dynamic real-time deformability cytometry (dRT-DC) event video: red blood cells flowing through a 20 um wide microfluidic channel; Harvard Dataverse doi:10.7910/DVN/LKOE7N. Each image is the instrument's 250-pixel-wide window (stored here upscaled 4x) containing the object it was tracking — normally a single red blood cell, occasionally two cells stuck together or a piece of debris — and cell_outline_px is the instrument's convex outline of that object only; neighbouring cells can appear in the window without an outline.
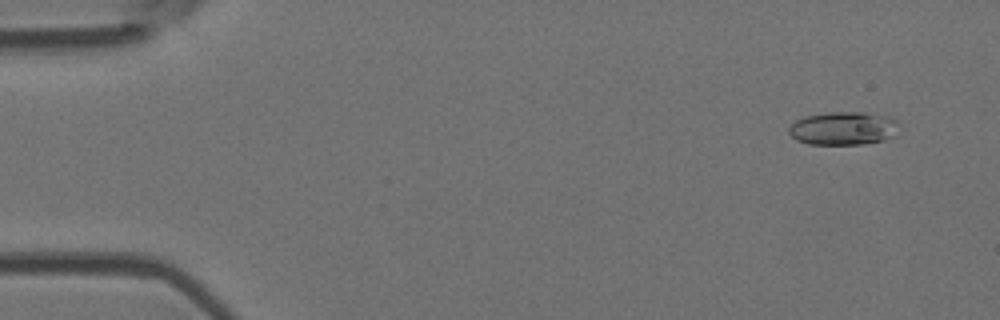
{"species": "Egyptian fruit bat (a non-hibernating species)", "species_latin": "Rousettus aegyptiacus", "temperature_condition": "room temperature", "stored_images_in_passage": 7, "camera_frame_rate_fps": 3000, "um_per_image_px": 0.085, "animal": {"sex": "female"}, "frame": {"image": 1, "passage_image": 1, "time_ms": 0.0, "image_size_px": [1000, 320], "cell_outline_px": [[896, 120], [892, 136], [884, 140], [864, 144], [808, 144], [796, 140], [788, 132], [788, 128], [796, 120], [804, 116], [828, 112], [864, 112], [884, 116]], "centroid_in_image_um": [71.59, 10.91], "position_along_channel_um": 13.4, "area_um2": 21.04}}
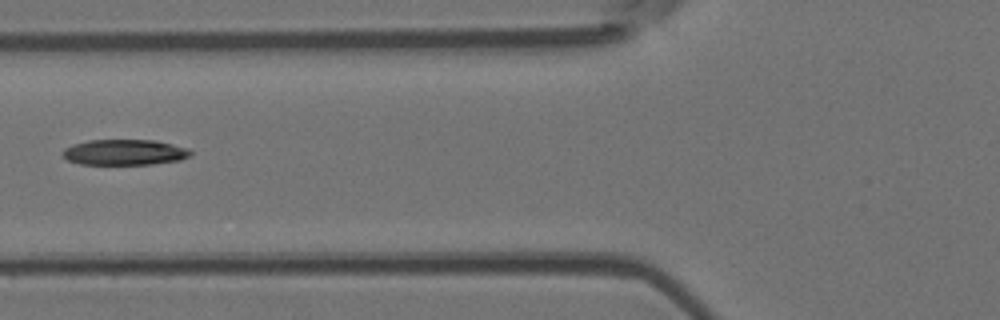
{"frame": {"image": 2, "passage_image": 6, "time_ms": 5.667, "image_size_px": [1000, 320], "cell_outline_px": [[192, 156], [180, 160], [152, 164], [80, 164], [68, 160], [60, 152], [64, 148], [72, 144], [88, 140], [156, 140], [188, 148], [192, 152]], "centroid_in_image_um": [10.59, 12.94], "position_along_channel_um": 115.2, "area_um2": 19.25}}
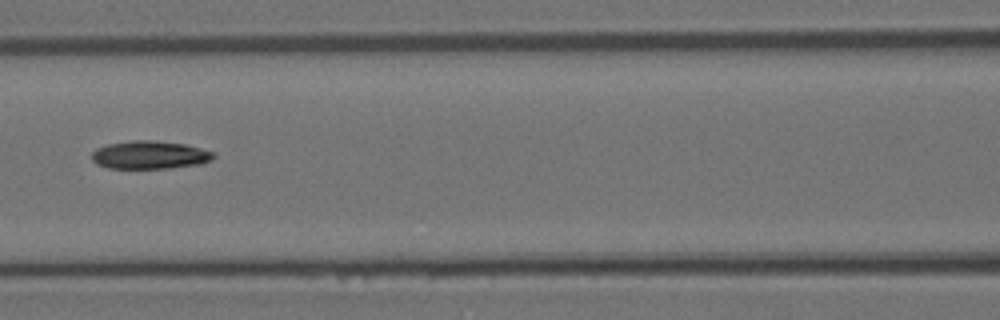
{"frame": {"image": 3, "passage_image": 7, "time_ms": 6.667, "image_size_px": [1000, 320], "cell_outline_px": [[216, 156], [212, 160], [200, 164], [168, 168], [108, 168], [96, 164], [92, 160], [92, 152], [96, 148], [108, 144], [132, 140], [148, 140], [184, 144], [216, 152]], "centroid_in_image_um": [12.74, 13.17], "position_along_channel_um": 153.9, "area_um2": 19.94}}